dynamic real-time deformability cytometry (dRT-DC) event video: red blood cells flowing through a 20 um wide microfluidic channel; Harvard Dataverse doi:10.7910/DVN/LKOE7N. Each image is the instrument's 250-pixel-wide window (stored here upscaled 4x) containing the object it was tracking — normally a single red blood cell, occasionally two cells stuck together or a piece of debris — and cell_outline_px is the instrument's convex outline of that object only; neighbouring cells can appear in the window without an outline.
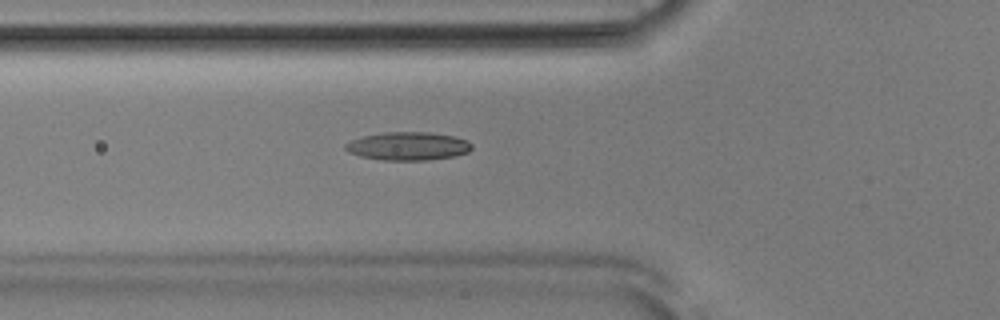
{"species": "Egyptian fruit bat (a non-hibernating species)", "species_latin": "Rousettus aegyptiacus", "temperature_condition": "room temperature", "stored_images_in_passage": 51, "camera_frame_rate_fps": 3000, "um_per_image_px": 0.085, "animal": {"sex": "male"}, "frame": {"image": 1, "passage_image": 18, "time_ms": 5.667, "image_size_px": [1000, 320], "cell_outline_px": [[472, 148], [468, 152], [456, 156], [428, 160], [380, 160], [360, 156], [348, 152], [344, 148], [344, 144], [352, 140], [364, 136], [384, 132], [428, 132], [452, 136], [468, 140], [472, 144]], "centroid_in_image_um": [34.68, 12.43], "position_along_channel_um": 91.1, "area_um2": 20.87}}
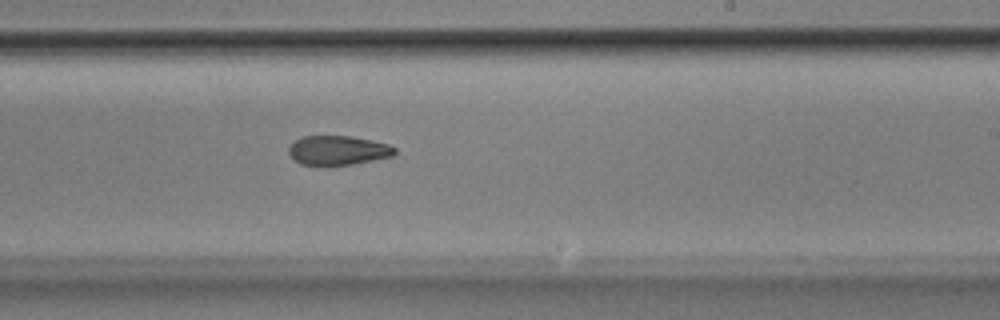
{"frame": {"image": 2, "passage_image": 31, "time_ms": 10.0, "image_size_px": [1000, 320], "cell_outline_px": [[396, 152], [392, 156], [352, 164], [300, 164], [288, 152], [288, 148], [296, 140], [304, 136], [352, 136], [388, 144], [396, 148]], "centroid_in_image_um": [28.75, 12.76], "position_along_channel_um": 260.3, "area_um2": 17.69}}
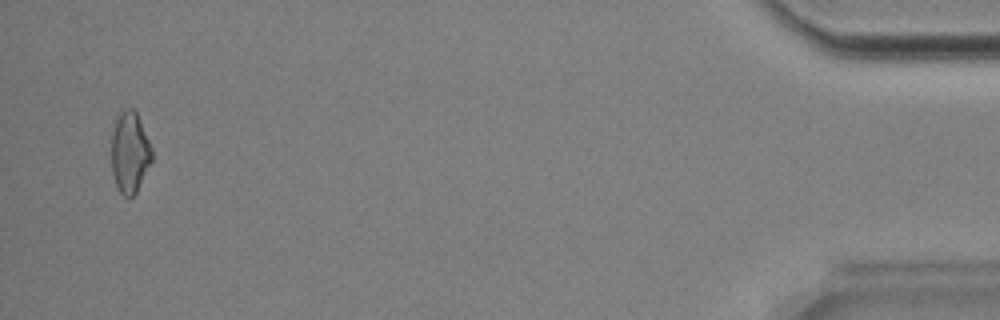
{"frame": {"image": 3, "passage_image": 50, "time_ms": 16.333, "image_size_px": [1000, 320], "cell_outline_px": [[152, 160], [136, 192], [132, 196], [124, 196], [120, 192], [116, 184], [112, 172], [112, 132], [116, 116], [124, 108], [132, 108], [136, 112], [152, 148]], "centroid_in_image_um": [11.02, 12.92], "position_along_channel_um": 424.2, "area_um2": 18.96}, "authors_computed_cell_mechanics": {"area_um2": 19.3052, "velocity_mm_per_s": 3.9045, "shape_relaxation_time_tau1_ms": null, "shape_relaxation_time_tau2_ms": 8.6599, "deformation_change_tau1": null, "deformation_change_tau2": 0.1877}}